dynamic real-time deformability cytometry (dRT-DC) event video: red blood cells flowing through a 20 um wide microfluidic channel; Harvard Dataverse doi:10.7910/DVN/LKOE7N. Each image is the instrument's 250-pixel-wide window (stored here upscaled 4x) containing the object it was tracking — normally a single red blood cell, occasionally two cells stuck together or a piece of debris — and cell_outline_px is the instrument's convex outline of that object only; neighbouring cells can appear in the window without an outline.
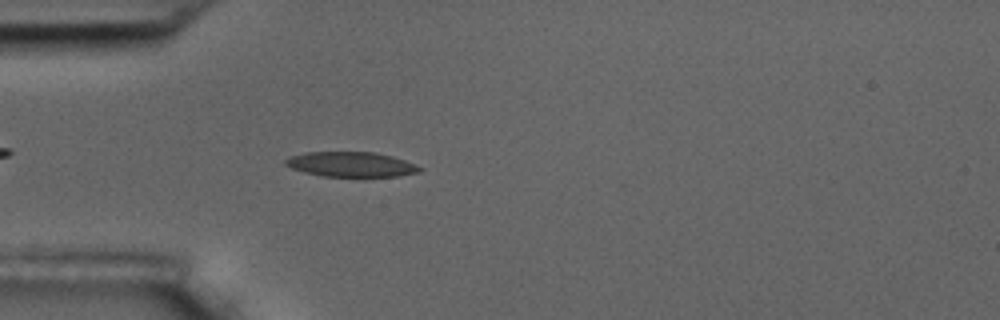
{"species": "common noctule bat (a hibernating species)", "species_latin": "Nyctalus noctula", "temperature_condition": "room temperature", "stored_images_in_passage": 4, "camera_frame_rate_fps": 3000, "um_per_image_px": 0.085, "animal": {"sex": "male", "body_mass_g": 17.5, "forearm_length_mm": 52.3}, "frame": {"image": 1, "passage_image": 4, "time_ms": 3.667, "image_size_px": [1000, 320], "cell_outline_px": [[424, 168], [420, 172], [396, 176], [324, 176], [304, 172], [292, 168], [284, 164], [284, 160], [288, 156], [304, 152], [376, 152], [392, 156], [416, 164]], "centroid_in_image_um": [29.83, 13.96], "position_along_channel_um": 55.2, "area_um2": 19.54}}